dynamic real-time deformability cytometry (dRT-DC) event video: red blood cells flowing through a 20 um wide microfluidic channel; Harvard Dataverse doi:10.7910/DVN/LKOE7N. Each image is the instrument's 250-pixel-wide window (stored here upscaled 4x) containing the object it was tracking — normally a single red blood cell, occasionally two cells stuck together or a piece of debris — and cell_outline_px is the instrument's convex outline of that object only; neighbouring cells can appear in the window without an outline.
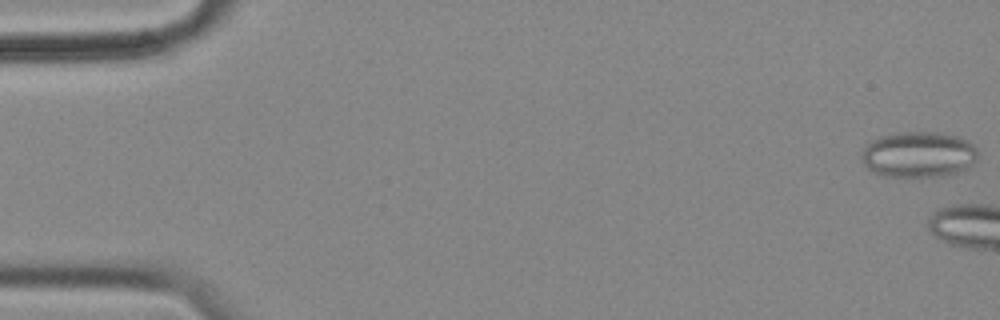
{"species": "common noctule bat (a hibernating species)", "species_latin": "Nyctalus noctula", "temperature_condition": "cold", "stored_images_in_passage": 10, "camera_frame_rate_fps": 3000, "um_per_image_px": 0.085, "animal": {"sex": "female", "body_mass_g": 18.4}, "frame": {"image": 1, "passage_image": 1, "time_ms": 0.0, "image_size_px": [1000, 320], "cell_outline_px": [[976, 160], [972, 164], [960, 172], [944, 176], [880, 176], [872, 172], [864, 164], [860, 156], [864, 148], [872, 140], [880, 136], [892, 132], [936, 132], [956, 136], [972, 144], [976, 148]], "centroid_in_image_um": [78.03, 13.13], "position_along_channel_um": 7.0, "area_um2": 31.1}}